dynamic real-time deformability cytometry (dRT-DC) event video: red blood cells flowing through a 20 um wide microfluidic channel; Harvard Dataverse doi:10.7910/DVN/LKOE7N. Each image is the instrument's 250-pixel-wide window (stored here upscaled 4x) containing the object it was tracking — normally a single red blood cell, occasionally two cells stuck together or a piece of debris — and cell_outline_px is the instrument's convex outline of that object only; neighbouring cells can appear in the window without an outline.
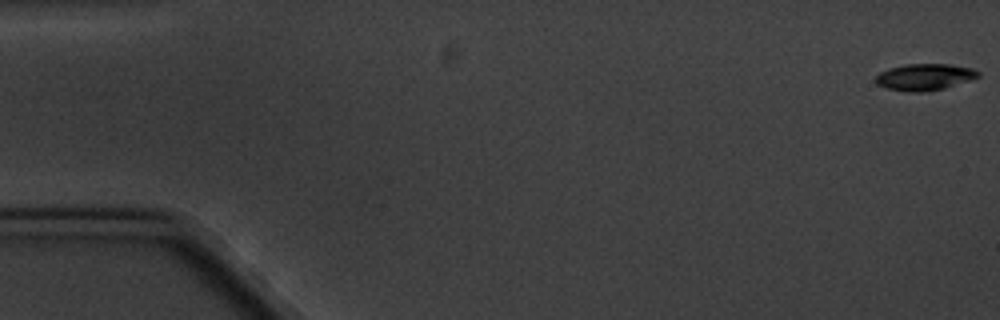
{"species": "common noctule bat (a hibernating species)", "species_latin": "Nyctalus noctula", "temperature_condition": "cold", "stored_images_in_passage": 6, "camera_frame_rate_fps": 3000, "um_per_image_px": 0.085, "animal": {"sex": "male", "body_mass_g": 20.1, "forearm_length_mm": 53.5}, "frame": {"image": 1, "passage_image": 1, "time_ms": 0.0, "image_size_px": [1000, 320], "cell_outline_px": [[980, 76], [944, 88], [920, 92], [912, 92], [884, 88], [876, 84], [876, 76], [880, 72], [888, 68], [904, 64], [948, 64], [972, 68], [980, 72]], "centroid_in_image_um": [78.55, 6.53], "position_along_channel_um": 6.4, "area_um2": 15.78}}
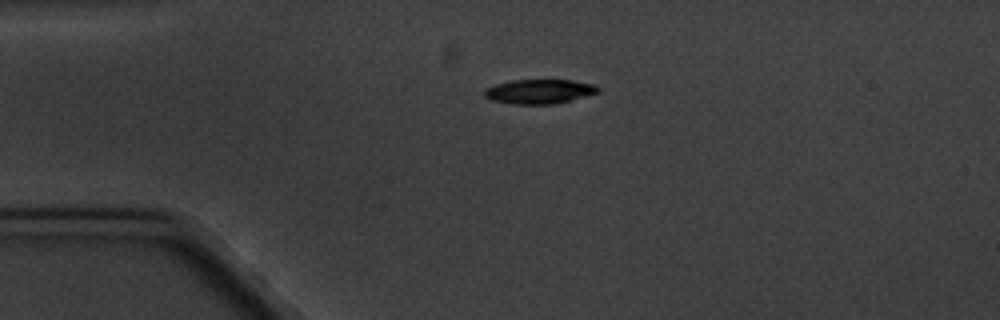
{"frame": {"image": 2, "passage_image": 4, "time_ms": 4.333, "image_size_px": [1000, 320], "cell_outline_px": [[600, 92], [552, 104], [512, 104], [492, 100], [484, 96], [484, 92], [488, 88], [496, 84], [512, 80], [572, 80], [596, 84], [600, 88]], "centroid_in_image_um": [45.87, 7.77], "position_along_channel_um": 39.1, "area_um2": 16.01}}